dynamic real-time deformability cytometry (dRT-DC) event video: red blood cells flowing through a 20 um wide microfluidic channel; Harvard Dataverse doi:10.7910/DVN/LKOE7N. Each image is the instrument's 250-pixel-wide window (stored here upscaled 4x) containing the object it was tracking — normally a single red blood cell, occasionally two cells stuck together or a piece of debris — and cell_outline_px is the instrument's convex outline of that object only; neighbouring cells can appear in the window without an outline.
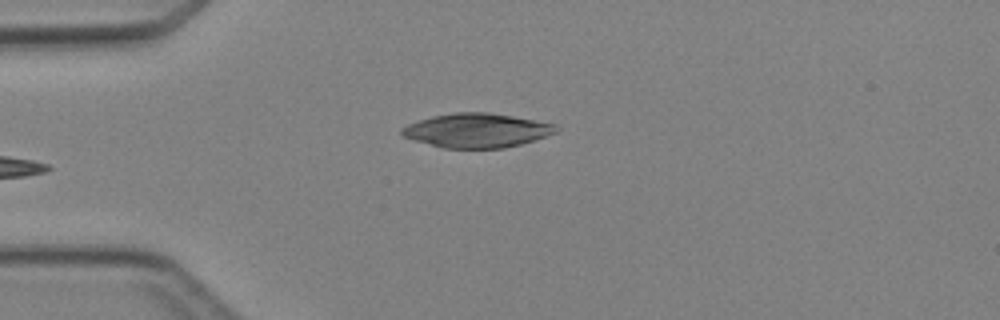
{"species": "Egyptian fruit bat (a non-hibernating species)", "species_latin": "Rousettus aegyptiacus", "temperature_condition": "cold", "stored_images_in_passage": 3, "camera_frame_rate_fps": 3000, "um_per_image_px": 0.085, "animal": {"sex": "female"}, "frame": {"image": 1, "passage_image": 3, "time_ms": 3.333, "image_size_px": [1000, 320], "cell_outline_px": [[560, 128], [556, 132], [520, 144], [504, 148], [444, 148], [416, 140], [404, 136], [400, 132], [400, 128], [408, 124], [432, 116], [456, 112], [488, 112], [512, 116], [556, 124]], "centroid_in_image_um": [40.53, 11.08], "position_along_channel_um": 44.5, "area_um2": 30.35}}